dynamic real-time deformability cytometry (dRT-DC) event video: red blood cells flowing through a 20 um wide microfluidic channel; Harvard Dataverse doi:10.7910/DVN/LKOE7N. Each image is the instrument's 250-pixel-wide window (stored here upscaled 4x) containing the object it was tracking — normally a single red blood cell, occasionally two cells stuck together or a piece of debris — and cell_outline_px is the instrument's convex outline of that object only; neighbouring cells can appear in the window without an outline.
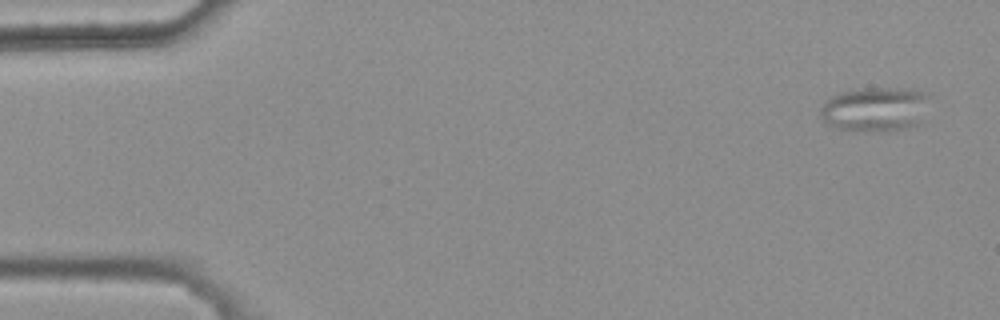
{"species": "common noctule bat (a hibernating species)", "species_latin": "Nyctalus noctula", "temperature_condition": "warm", "stored_images_in_passage": 6, "camera_frame_rate_fps": 3000, "um_per_image_px": 0.085, "animal": {"sex": "female", "body_mass_g": 25.1}, "frame": {"image": 1, "passage_image": 1, "time_ms": 0.0, "image_size_px": [1000, 320], "cell_outline_px": [[928, 96], [920, 124], [908, 128], [888, 132], [856, 132], [836, 128], [828, 124], [820, 116], [820, 108], [824, 100], [840, 92], [860, 88], [900, 88], [924, 92]], "centroid_in_image_um": [74.33, 9.31], "position_along_channel_um": 10.7, "area_um2": 28.73}}
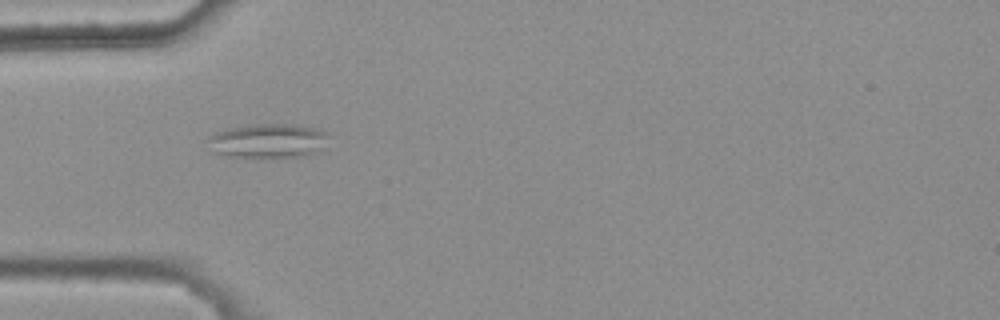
{"frame": {"image": 2, "passage_image": 5, "time_ms": 1.333, "image_size_px": [1000, 320], "cell_outline_px": [[328, 132], [320, 152], [304, 156], [232, 156], [216, 152], [208, 140], [212, 136], [228, 128], [256, 124], [292, 124], [316, 128]], "centroid_in_image_um": [22.87, 11.95], "position_along_channel_um": 62.1, "area_um2": 23.29}}
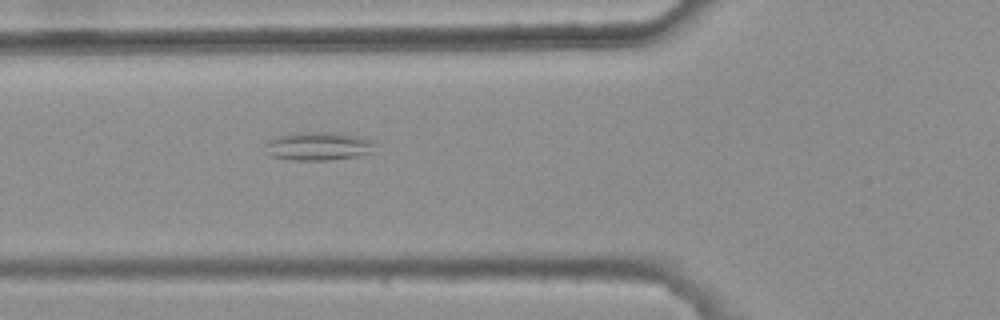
{"frame": {"image": 3, "passage_image": 6, "time_ms": 1.667, "image_size_px": [1000, 320], "cell_outline_px": [[376, 140], [372, 152], [360, 156], [328, 160], [292, 160], [268, 156], [264, 152], [264, 140], [276, 136], [296, 132], [340, 132]], "centroid_in_image_um": [27.0, 12.41], "position_along_channel_um": 98.8, "area_um2": 18.9}}